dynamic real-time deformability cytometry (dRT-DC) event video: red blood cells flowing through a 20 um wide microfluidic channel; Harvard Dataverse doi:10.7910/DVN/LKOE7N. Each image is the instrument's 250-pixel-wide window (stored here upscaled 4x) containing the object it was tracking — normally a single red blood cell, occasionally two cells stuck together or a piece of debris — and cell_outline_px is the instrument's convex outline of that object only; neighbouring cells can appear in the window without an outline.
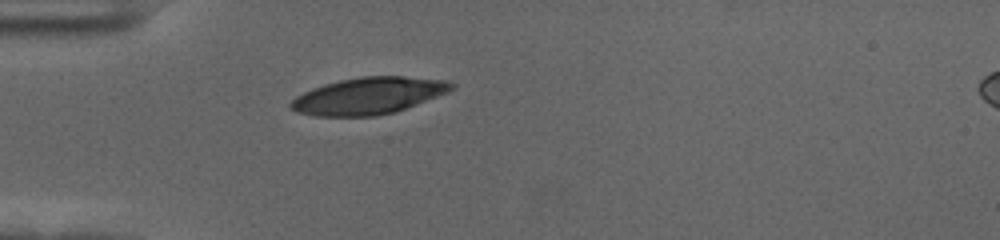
{"species": "human", "species_latin": "Homo sapiens", "temperature_condition": "cold", "stored_images_in_passage": 41, "camera_frame_rate_fps": 3000, "um_per_image_px": 0.085, "donor": {"sex": "female"}, "frame": {"image": 1, "passage_image": 1, "time_ms": 0.0, "image_size_px": [1000, 240], "cell_outline_px": [[456, 84], [448, 92], [396, 112], [376, 116], [312, 116], [296, 112], [288, 104], [296, 96], [312, 88], [324, 84], [340, 80], [360, 76], [404, 76], [448, 80]], "centroid_in_image_um": [31.32, 8.14], "position_along_channel_um": 53.7, "area_um2": 34.62}}
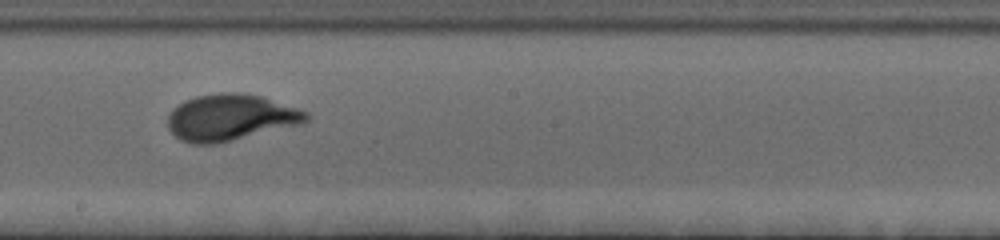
{"frame": {"image": 2, "passage_image": 17, "time_ms": 5.333, "image_size_px": [1000, 240], "cell_outline_px": [[312, 116], [308, 120], [300, 124], [216, 144], [192, 144], [180, 140], [168, 128], [168, 116], [172, 108], [184, 100], [196, 96], [224, 92], [236, 92], [260, 96], [308, 112]], "centroid_in_image_um": [19.56, 9.99], "position_along_channel_um": 228.6, "area_um2": 37.28}}
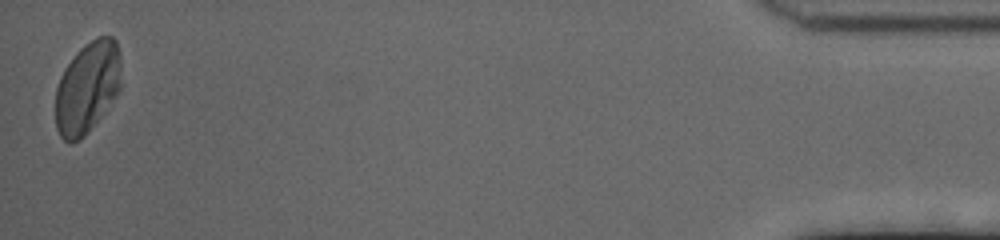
{"frame": {"image": 3, "passage_image": 41, "time_ms": 13.333, "image_size_px": [1000, 240], "cell_outline_px": [[120, 88], [100, 116], [88, 132], [80, 140], [72, 144], [68, 144], [60, 136], [56, 128], [56, 88], [60, 76], [64, 68], [76, 52], [84, 44], [96, 36], [112, 36], [116, 40], [120, 52]], "centroid_in_image_um": [7.4, 7.42], "position_along_channel_um": 427.8, "area_um2": 35.14}, "authors_computed_cell_mechanics": {"area_um2": 35.6048, "velocity_mm_per_s": 3.5217, "shape_relaxation_time_tau1_ms": 3.5005, "shape_relaxation_time_tau2_ms": null, "deformation_change_tau1": 0.1577, "deformation_change_tau2": null}}